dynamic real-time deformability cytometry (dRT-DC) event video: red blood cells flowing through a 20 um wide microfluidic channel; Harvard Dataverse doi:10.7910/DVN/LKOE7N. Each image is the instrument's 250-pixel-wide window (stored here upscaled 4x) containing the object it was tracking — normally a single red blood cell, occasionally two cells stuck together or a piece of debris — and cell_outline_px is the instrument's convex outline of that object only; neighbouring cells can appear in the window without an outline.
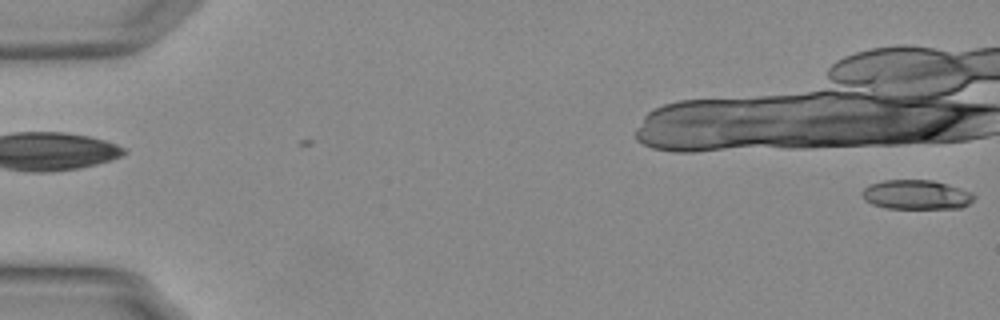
{"species": "Egyptian fruit bat (a non-hibernating species)", "species_latin": "Rousettus aegyptiacus", "temperature_condition": "warm", "stored_images_in_passage": 3, "camera_frame_rate_fps": 3000, "um_per_image_px": 0.085, "animal": {"sex": "female"}, "frame": {"image": 1, "passage_image": 3, "time_ms": 0.667, "image_size_px": [1000, 320], "cell_outline_px": [[976, 196], [968, 204], [960, 208], [884, 208], [872, 204], [864, 200], [860, 192], [868, 184], [884, 180], [932, 180], [960, 188], [972, 192]], "centroid_in_image_um": [77.84, 16.55], "position_along_channel_um": 7.2, "area_um2": 19.25}}